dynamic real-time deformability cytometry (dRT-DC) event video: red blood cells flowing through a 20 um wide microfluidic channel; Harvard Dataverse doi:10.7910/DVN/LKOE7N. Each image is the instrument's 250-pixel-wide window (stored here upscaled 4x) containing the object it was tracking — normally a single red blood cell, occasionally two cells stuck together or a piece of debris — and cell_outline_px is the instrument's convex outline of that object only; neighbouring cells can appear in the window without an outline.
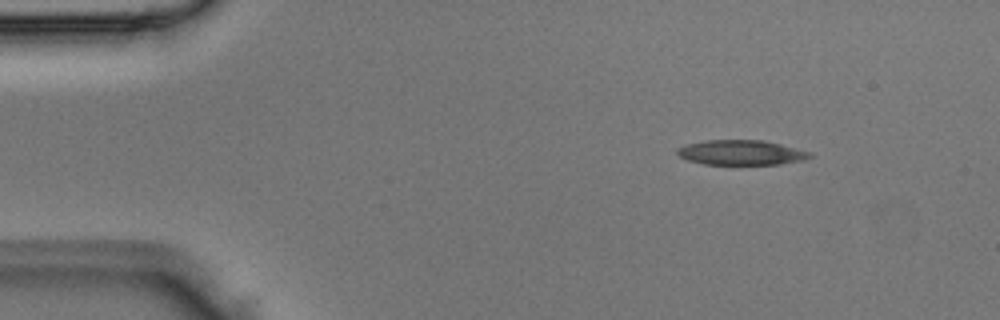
{"species": "Egyptian fruit bat (a non-hibernating species)", "species_latin": "Rousettus aegyptiacus", "temperature_condition": "room temperature", "stored_images_in_passage": 2, "camera_frame_rate_fps": 3000, "um_per_image_px": 0.085, "animal": {"sex": "male"}, "frame": {"image": 1, "passage_image": 1, "time_ms": 0.0, "image_size_px": [1000, 320], "cell_outline_px": [[812, 156], [804, 160], [780, 164], [704, 164], [688, 160], [680, 156], [676, 152], [676, 148], [688, 144], [708, 140], [764, 140], [812, 152]], "centroid_in_image_um": [63.02, 12.96], "position_along_channel_um": 22.0, "area_um2": 19.13}}